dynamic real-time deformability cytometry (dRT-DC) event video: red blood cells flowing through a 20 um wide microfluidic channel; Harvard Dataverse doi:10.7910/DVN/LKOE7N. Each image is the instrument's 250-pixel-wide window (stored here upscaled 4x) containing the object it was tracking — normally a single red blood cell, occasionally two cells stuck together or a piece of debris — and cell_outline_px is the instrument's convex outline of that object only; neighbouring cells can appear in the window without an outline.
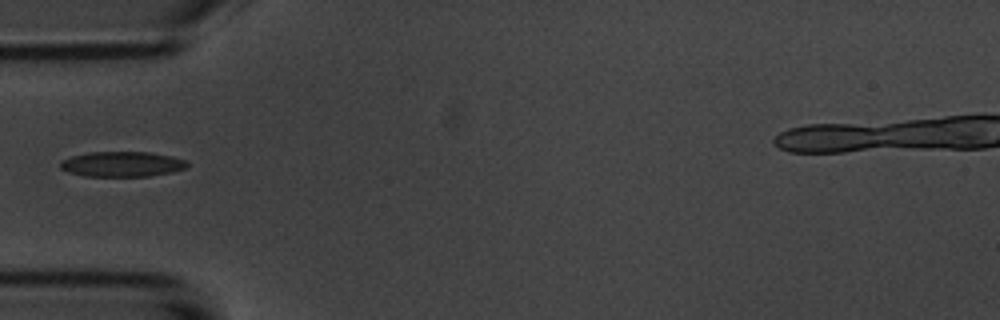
{"species": "common noctule bat (a hibernating species)", "species_latin": "Nyctalus noctula", "temperature_condition": "room temperature", "stored_images_in_passage": 6, "camera_frame_rate_fps": 3000, "um_per_image_px": 0.085, "animal": {"sex": "male", "body_mass_g": 20.1, "forearm_length_mm": 53.5}, "frame": {"image": 1, "passage_image": 5, "time_ms": 5.0, "image_size_px": [1000, 320], "cell_outline_px": [[188, 164], [184, 168], [172, 172], [148, 176], [84, 176], [68, 172], [60, 168], [60, 160], [72, 156], [88, 152], [148, 152], [172, 156], [184, 160]], "centroid_in_image_um": [10.33, 13.95], "position_along_channel_um": 74.7, "area_um2": 18.55}}